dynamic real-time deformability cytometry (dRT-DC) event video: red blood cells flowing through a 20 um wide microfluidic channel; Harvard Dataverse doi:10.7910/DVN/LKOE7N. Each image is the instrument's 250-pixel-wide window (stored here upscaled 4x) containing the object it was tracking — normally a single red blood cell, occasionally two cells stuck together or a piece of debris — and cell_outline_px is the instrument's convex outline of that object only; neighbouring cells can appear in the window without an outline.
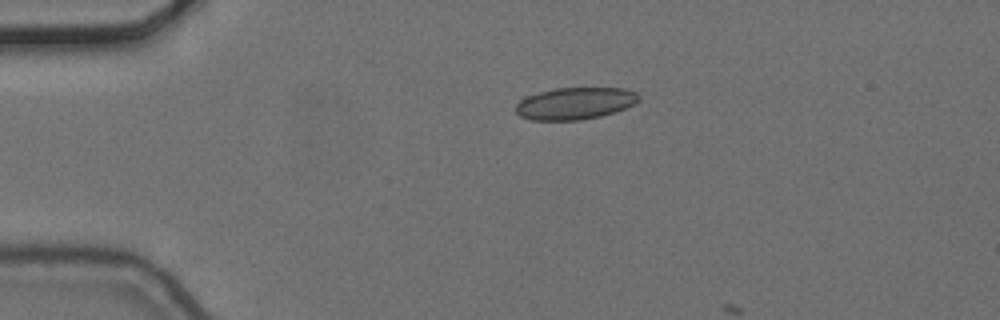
{"species": "common noctule bat (a hibernating species)", "species_latin": "Nyctalus noctula", "temperature_condition": "cold", "stored_images_in_passage": 2, "camera_frame_rate_fps": 3000, "um_per_image_px": 0.085, "animal": {"sex": "female", "body_mass_g": 24.6, "forearm_length_mm": 56.2}, "frame": {"image": 1, "passage_image": 1, "time_ms": 0.0, "image_size_px": [1000, 320], "cell_outline_px": [[640, 100], [616, 112], [600, 116], [580, 120], [532, 120], [520, 116], [516, 112], [516, 104], [524, 96], [556, 88], [624, 88], [636, 92], [640, 96]], "centroid_in_image_um": [48.87, 8.78], "position_along_channel_um": 36.1, "area_um2": 22.95}}